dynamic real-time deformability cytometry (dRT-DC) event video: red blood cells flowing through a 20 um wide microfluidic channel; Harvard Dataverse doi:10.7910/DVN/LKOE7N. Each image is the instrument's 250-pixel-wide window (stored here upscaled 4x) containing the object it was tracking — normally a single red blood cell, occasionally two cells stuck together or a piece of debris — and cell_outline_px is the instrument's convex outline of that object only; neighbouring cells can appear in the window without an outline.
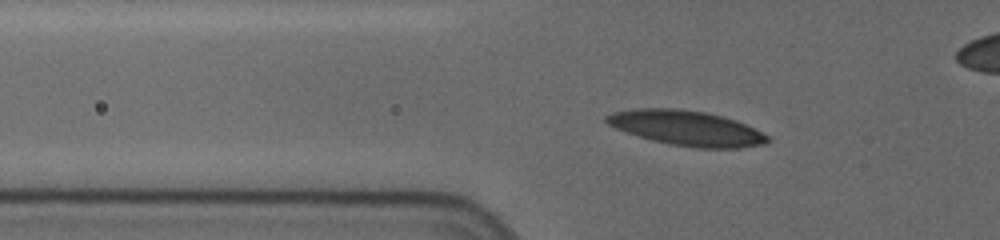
{"species": "human", "species_latin": "Homo sapiens", "temperature_condition": "cold", "stored_images_in_passage": 28, "camera_frame_rate_fps": 3000, "um_per_image_px": 0.085, "donor": {"sex": "female"}, "frame": {"image": 1, "passage_image": 8, "time_ms": 4.333, "image_size_px": [1000, 240], "cell_outline_px": [[772, 140], [768, 144], [740, 148], [696, 148], [672, 144], [652, 140], [616, 128], [608, 124], [604, 120], [604, 116], [612, 112], [636, 108], [680, 108], [704, 112], [736, 120], [768, 136]], "centroid_in_image_um": [58.36, 10.88], "position_along_channel_um": 67.4, "area_um2": 32.71}}
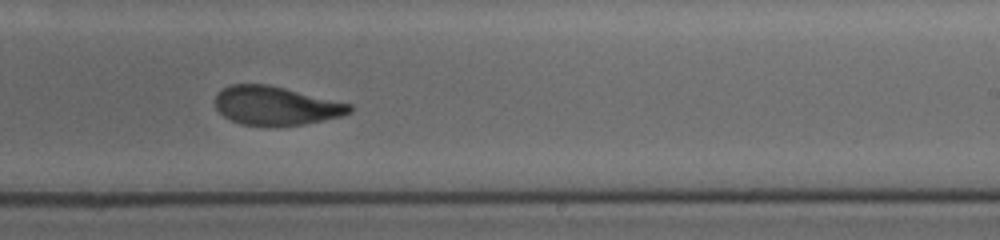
{"frame": {"image": 2, "passage_image": 17, "time_ms": 10.0, "image_size_px": [1000, 240], "cell_outline_px": [[352, 112], [340, 116], [304, 124], [240, 124], [224, 116], [216, 108], [216, 96], [224, 88], [232, 84], [268, 84], [352, 104]], "centroid_in_image_um": [23.46, 8.96], "position_along_channel_um": 265.5, "area_um2": 29.59}}
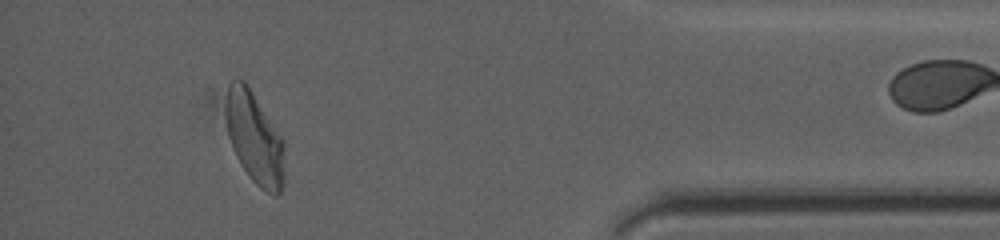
{"frame": {"image": 3, "passage_image": 25, "time_ms": 15.0, "image_size_px": [1000, 240], "cell_outline_px": [[284, 184], [280, 192], [276, 196], [272, 196], [260, 188], [252, 180], [240, 164], [236, 156], [228, 136], [228, 84], [236, 76], [244, 80], [248, 84], [284, 140]], "centroid_in_image_um": [21.69, 11.76], "position_along_channel_um": 413.5, "area_um2": 31.33}, "authors_computed_cell_mechanics": {"area_um2": 31.3276, "velocity_mm_per_s": 3.6661, "shape_relaxation_time_tau1_ms": 4.7909, "shape_relaxation_time_tau2_ms": 1.1807, "deformation_change_tau1": 0.1729, "deformation_change_tau2": 0.0702}}